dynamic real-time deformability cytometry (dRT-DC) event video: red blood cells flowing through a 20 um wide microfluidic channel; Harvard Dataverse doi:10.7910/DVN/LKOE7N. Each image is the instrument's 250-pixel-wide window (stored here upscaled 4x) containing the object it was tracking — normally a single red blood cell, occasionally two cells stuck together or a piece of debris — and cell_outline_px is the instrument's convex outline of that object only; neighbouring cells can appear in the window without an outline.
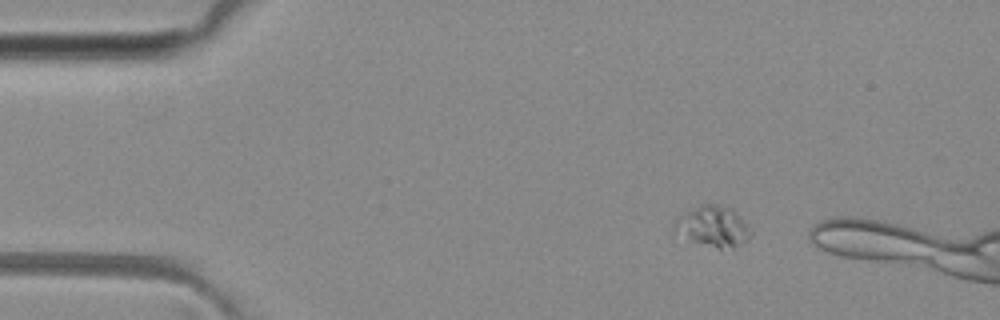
{"species": "common noctule bat (a hibernating species)", "species_latin": "Nyctalus noctula", "temperature_condition": "room temperature", "stored_images_in_passage": 2, "camera_frame_rate_fps": 3000, "um_per_image_px": 0.085, "animal": {"sex": "female", "body_mass_g": 29.2, "forearm_length_mm": 56.3}, "frame": {"image": 1, "passage_image": 2, "time_ms": 0.333, "image_size_px": [1000, 320], "cell_outline_px": [[752, 236], [748, 240], [732, 248], [716, 248], [672, 232], [672, 224], [676, 220], [688, 212], [704, 204], [716, 204], [728, 208], [752, 228]], "centroid_in_image_um": [60.63, 19.27], "position_along_channel_um": 24.4, "area_um2": 17.51}}